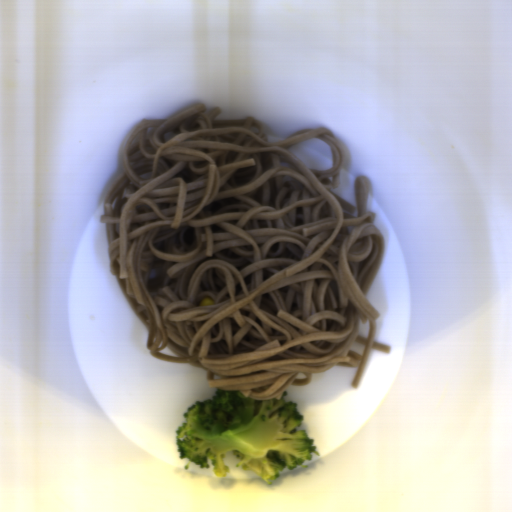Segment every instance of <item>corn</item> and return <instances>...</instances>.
<instances>
[{
	"label": "corn",
	"instance_id": "obj_1",
	"mask_svg": "<svg viewBox=\"0 0 512 512\" xmlns=\"http://www.w3.org/2000/svg\"><path fill=\"white\" fill-rule=\"evenodd\" d=\"M213 304H214V301L210 297H205L200 302V306L201 307H207V306H210V305H213Z\"/></svg>",
	"mask_w": 512,
	"mask_h": 512
}]
</instances>
